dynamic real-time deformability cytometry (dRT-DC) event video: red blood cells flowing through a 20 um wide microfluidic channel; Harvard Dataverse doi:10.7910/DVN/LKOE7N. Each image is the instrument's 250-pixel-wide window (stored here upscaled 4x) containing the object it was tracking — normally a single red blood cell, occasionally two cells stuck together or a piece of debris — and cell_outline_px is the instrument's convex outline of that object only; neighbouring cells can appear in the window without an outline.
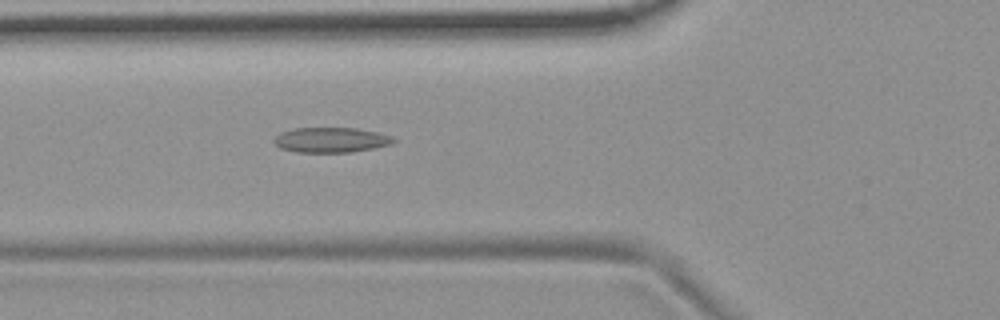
{"species": "common noctule bat (a hibernating species)", "species_latin": "Nyctalus noctula", "temperature_condition": "room temperature", "stored_images_in_passage": 53, "camera_frame_rate_fps": 3000, "um_per_image_px": 0.085, "animal": {"sex": "female", "body_mass_g": 19.9}, "frame": {"image": 1, "passage_image": 19, "time_ms": 6.0, "image_size_px": [1000, 320], "cell_outline_px": [[396, 140], [392, 144], [352, 152], [296, 152], [280, 148], [272, 140], [280, 132], [292, 128], [356, 128], [376, 132], [392, 136]], "centroid_in_image_um": [28.11, 11.89], "position_along_channel_um": 97.7, "area_um2": 17.46}}
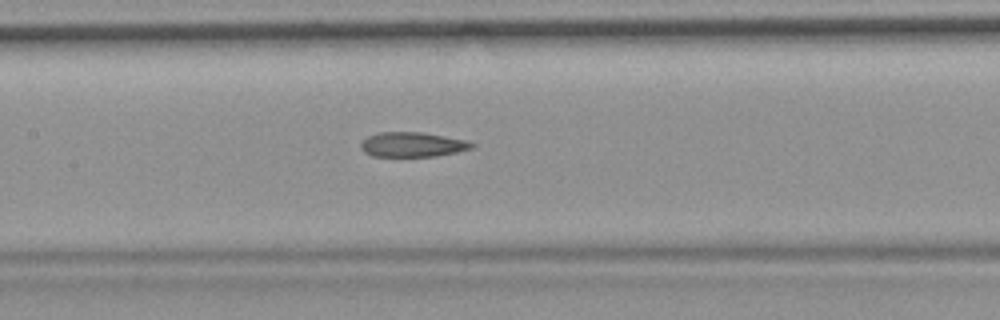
{"frame": {"image": 2, "passage_image": 25, "time_ms": 8.0, "image_size_px": [1000, 320], "cell_outline_px": [[476, 144], [472, 148], [456, 152], [436, 156], [372, 156], [364, 152], [360, 148], [360, 144], [368, 136], [380, 132], [424, 132], [468, 140]], "centroid_in_image_um": [35.08, 12.28], "position_along_channel_um": 172.3, "area_um2": 16.07}}
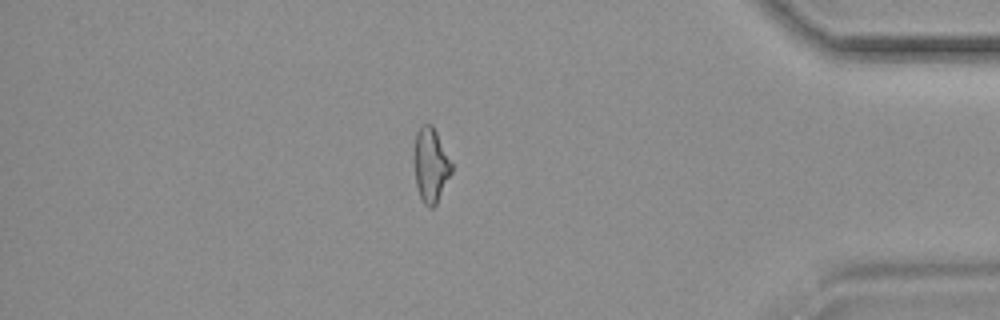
{"frame": {"image": 3, "passage_image": 46, "time_ms": 15.0, "image_size_px": [1000, 320], "cell_outline_px": [[452, 172], [436, 204], [432, 208], [428, 208], [424, 204], [420, 196], [416, 184], [416, 132], [420, 124], [432, 124], [452, 164]], "centroid_in_image_um": [36.63, 14.04], "position_along_channel_um": 398.6, "area_um2": 15.66}, "authors_computed_cell_mechanics": {"area_um2": 17.1088, "velocity_mm_per_s": 3.7198, "shape_relaxation_time_tau1_ms": null, "shape_relaxation_time_tau2_ms": 4.0808, "deformation_change_tau1": null, "deformation_change_tau2": 0.1406}}